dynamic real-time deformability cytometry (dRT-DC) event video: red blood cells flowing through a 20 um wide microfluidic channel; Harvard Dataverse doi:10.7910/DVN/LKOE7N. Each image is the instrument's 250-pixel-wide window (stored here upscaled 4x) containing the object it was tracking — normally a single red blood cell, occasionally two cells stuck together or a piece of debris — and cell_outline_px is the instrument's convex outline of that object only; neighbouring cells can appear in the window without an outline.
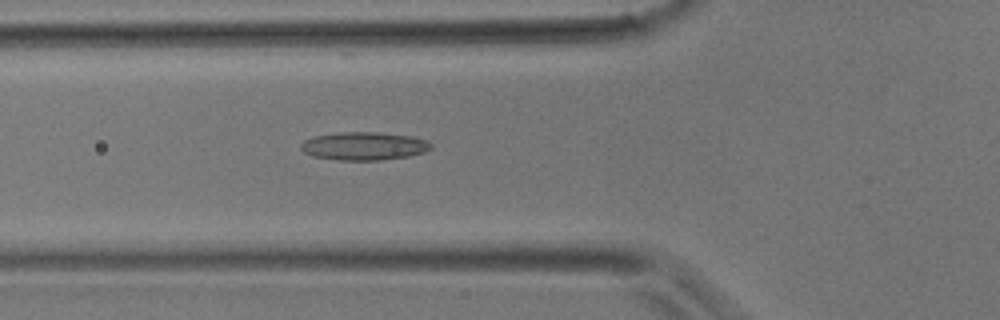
{"species": "common noctule bat (a hibernating species)", "species_latin": "Nyctalus noctula", "temperature_condition": "room temperature", "stored_images_in_passage": 40, "camera_frame_rate_fps": 3000, "um_per_image_px": 0.085, "animal": {"sex": "male", "body_mass_g": 17.9}, "frame": {"image": 1, "passage_image": 14, "time_ms": 4.333, "image_size_px": [1000, 320], "cell_outline_px": [[432, 148], [424, 152], [408, 156], [380, 160], [340, 160], [312, 156], [304, 152], [300, 148], [300, 144], [304, 140], [312, 136], [340, 132], [380, 132], [412, 136], [428, 140], [432, 144]], "centroid_in_image_um": [30.94, 12.4], "position_along_channel_um": 94.9, "area_um2": 21.5}}
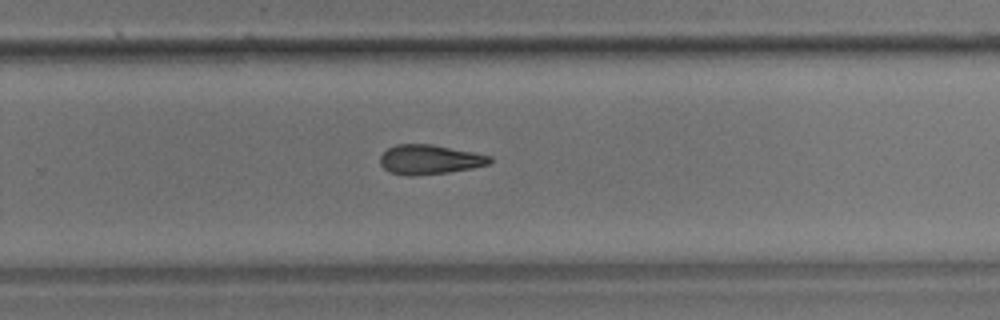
{"frame": {"image": 2, "passage_image": 26, "time_ms": 8.333, "image_size_px": [1000, 320], "cell_outline_px": [[492, 160], [488, 164], [472, 168], [448, 172], [408, 176], [388, 172], [380, 164], [380, 156], [388, 148], [396, 144], [432, 144], [492, 156]], "centroid_in_image_um": [36.49, 13.56], "position_along_channel_um": 293.3, "area_um2": 18.79}}
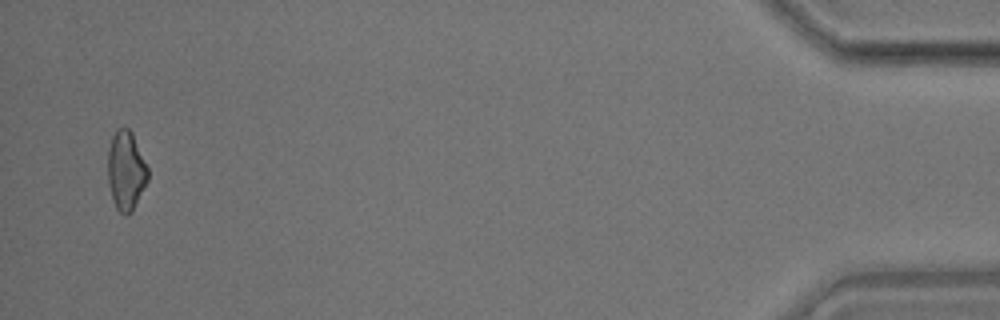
{"frame": {"image": 3, "passage_image": 39, "time_ms": 12.667, "image_size_px": [1000, 320], "cell_outline_px": [[148, 180], [132, 212], [128, 216], [124, 216], [116, 208], [112, 200], [108, 180], [108, 148], [112, 136], [116, 128], [128, 128], [132, 132], [148, 168]], "centroid_in_image_um": [10.7, 14.52], "position_along_channel_um": 424.5, "area_um2": 18.61}}